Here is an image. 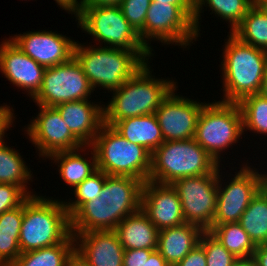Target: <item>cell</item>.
<instances>
[{
    "label": "cell",
    "mask_w": 267,
    "mask_h": 266,
    "mask_svg": "<svg viewBox=\"0 0 267 266\" xmlns=\"http://www.w3.org/2000/svg\"><path fill=\"white\" fill-rule=\"evenodd\" d=\"M170 79L156 78L147 62L120 88L112 91V98L107 105H103L104 123L112 126L125 118L154 114L161 102L177 87V81Z\"/></svg>",
    "instance_id": "3"
},
{
    "label": "cell",
    "mask_w": 267,
    "mask_h": 266,
    "mask_svg": "<svg viewBox=\"0 0 267 266\" xmlns=\"http://www.w3.org/2000/svg\"><path fill=\"white\" fill-rule=\"evenodd\" d=\"M5 143V140L0 143V183L21 186L30 196L35 195L27 186L30 180L32 182L33 172L21 153Z\"/></svg>",
    "instance_id": "28"
},
{
    "label": "cell",
    "mask_w": 267,
    "mask_h": 266,
    "mask_svg": "<svg viewBox=\"0 0 267 266\" xmlns=\"http://www.w3.org/2000/svg\"><path fill=\"white\" fill-rule=\"evenodd\" d=\"M80 151L85 153L84 156ZM85 151H88V154ZM89 152H91L90 158L85 156L89 155ZM47 159L57 164L61 180L70 186V189L75 188L97 170L96 154L91 146H83L73 151H59L51 154Z\"/></svg>",
    "instance_id": "23"
},
{
    "label": "cell",
    "mask_w": 267,
    "mask_h": 266,
    "mask_svg": "<svg viewBox=\"0 0 267 266\" xmlns=\"http://www.w3.org/2000/svg\"><path fill=\"white\" fill-rule=\"evenodd\" d=\"M106 176V173L97 169L73 189L75 200H64L69 216H71L82 204L87 201H92L100 196Z\"/></svg>",
    "instance_id": "33"
},
{
    "label": "cell",
    "mask_w": 267,
    "mask_h": 266,
    "mask_svg": "<svg viewBox=\"0 0 267 266\" xmlns=\"http://www.w3.org/2000/svg\"><path fill=\"white\" fill-rule=\"evenodd\" d=\"M145 266H170L161 254L154 250L148 260H145Z\"/></svg>",
    "instance_id": "43"
},
{
    "label": "cell",
    "mask_w": 267,
    "mask_h": 266,
    "mask_svg": "<svg viewBox=\"0 0 267 266\" xmlns=\"http://www.w3.org/2000/svg\"><path fill=\"white\" fill-rule=\"evenodd\" d=\"M114 231L119 236L124 250H157L159 230L141 209L125 217Z\"/></svg>",
    "instance_id": "22"
},
{
    "label": "cell",
    "mask_w": 267,
    "mask_h": 266,
    "mask_svg": "<svg viewBox=\"0 0 267 266\" xmlns=\"http://www.w3.org/2000/svg\"><path fill=\"white\" fill-rule=\"evenodd\" d=\"M232 266H257L253 257L238 258Z\"/></svg>",
    "instance_id": "46"
},
{
    "label": "cell",
    "mask_w": 267,
    "mask_h": 266,
    "mask_svg": "<svg viewBox=\"0 0 267 266\" xmlns=\"http://www.w3.org/2000/svg\"><path fill=\"white\" fill-rule=\"evenodd\" d=\"M229 35V36H228ZM223 45L221 68L222 102L238 103L248 95L258 94L267 63V51L240 41L232 33Z\"/></svg>",
    "instance_id": "4"
},
{
    "label": "cell",
    "mask_w": 267,
    "mask_h": 266,
    "mask_svg": "<svg viewBox=\"0 0 267 266\" xmlns=\"http://www.w3.org/2000/svg\"><path fill=\"white\" fill-rule=\"evenodd\" d=\"M154 250L149 249H129L125 250L123 257V266H145V260H148Z\"/></svg>",
    "instance_id": "37"
},
{
    "label": "cell",
    "mask_w": 267,
    "mask_h": 266,
    "mask_svg": "<svg viewBox=\"0 0 267 266\" xmlns=\"http://www.w3.org/2000/svg\"><path fill=\"white\" fill-rule=\"evenodd\" d=\"M218 165L211 173L180 178L171 186L177 191L186 223L208 231L213 226L218 199Z\"/></svg>",
    "instance_id": "12"
},
{
    "label": "cell",
    "mask_w": 267,
    "mask_h": 266,
    "mask_svg": "<svg viewBox=\"0 0 267 266\" xmlns=\"http://www.w3.org/2000/svg\"><path fill=\"white\" fill-rule=\"evenodd\" d=\"M74 251L75 238L70 234L57 245L21 253L10 266H65Z\"/></svg>",
    "instance_id": "29"
},
{
    "label": "cell",
    "mask_w": 267,
    "mask_h": 266,
    "mask_svg": "<svg viewBox=\"0 0 267 266\" xmlns=\"http://www.w3.org/2000/svg\"><path fill=\"white\" fill-rule=\"evenodd\" d=\"M76 42L74 57L80 63L92 88L111 91L120 88L130 79L154 53L150 51H130L122 48L84 45ZM96 47V48H95Z\"/></svg>",
    "instance_id": "2"
},
{
    "label": "cell",
    "mask_w": 267,
    "mask_h": 266,
    "mask_svg": "<svg viewBox=\"0 0 267 266\" xmlns=\"http://www.w3.org/2000/svg\"><path fill=\"white\" fill-rule=\"evenodd\" d=\"M112 127L126 140L144 146L151 153L164 142L155 113L125 118L115 122Z\"/></svg>",
    "instance_id": "24"
},
{
    "label": "cell",
    "mask_w": 267,
    "mask_h": 266,
    "mask_svg": "<svg viewBox=\"0 0 267 266\" xmlns=\"http://www.w3.org/2000/svg\"><path fill=\"white\" fill-rule=\"evenodd\" d=\"M140 209L159 231L185 223L179 195L171 185L144 182Z\"/></svg>",
    "instance_id": "18"
},
{
    "label": "cell",
    "mask_w": 267,
    "mask_h": 266,
    "mask_svg": "<svg viewBox=\"0 0 267 266\" xmlns=\"http://www.w3.org/2000/svg\"><path fill=\"white\" fill-rule=\"evenodd\" d=\"M176 266H207L204 248L198 244Z\"/></svg>",
    "instance_id": "38"
},
{
    "label": "cell",
    "mask_w": 267,
    "mask_h": 266,
    "mask_svg": "<svg viewBox=\"0 0 267 266\" xmlns=\"http://www.w3.org/2000/svg\"><path fill=\"white\" fill-rule=\"evenodd\" d=\"M242 135V114L238 103L215 101L203 106L194 139L218 165H222V152L238 143Z\"/></svg>",
    "instance_id": "8"
},
{
    "label": "cell",
    "mask_w": 267,
    "mask_h": 266,
    "mask_svg": "<svg viewBox=\"0 0 267 266\" xmlns=\"http://www.w3.org/2000/svg\"><path fill=\"white\" fill-rule=\"evenodd\" d=\"M75 18L78 28L92 35L94 43L99 42V46L150 51L124 17L119 6L81 7Z\"/></svg>",
    "instance_id": "10"
},
{
    "label": "cell",
    "mask_w": 267,
    "mask_h": 266,
    "mask_svg": "<svg viewBox=\"0 0 267 266\" xmlns=\"http://www.w3.org/2000/svg\"><path fill=\"white\" fill-rule=\"evenodd\" d=\"M232 34L246 44L267 51V9L253 5Z\"/></svg>",
    "instance_id": "31"
},
{
    "label": "cell",
    "mask_w": 267,
    "mask_h": 266,
    "mask_svg": "<svg viewBox=\"0 0 267 266\" xmlns=\"http://www.w3.org/2000/svg\"><path fill=\"white\" fill-rule=\"evenodd\" d=\"M70 234V216L62 199L35 193L24 202L19 237L21 253L57 245Z\"/></svg>",
    "instance_id": "5"
},
{
    "label": "cell",
    "mask_w": 267,
    "mask_h": 266,
    "mask_svg": "<svg viewBox=\"0 0 267 266\" xmlns=\"http://www.w3.org/2000/svg\"><path fill=\"white\" fill-rule=\"evenodd\" d=\"M152 0H121L119 7L124 17L139 34L144 44V23Z\"/></svg>",
    "instance_id": "35"
},
{
    "label": "cell",
    "mask_w": 267,
    "mask_h": 266,
    "mask_svg": "<svg viewBox=\"0 0 267 266\" xmlns=\"http://www.w3.org/2000/svg\"><path fill=\"white\" fill-rule=\"evenodd\" d=\"M39 113L24 126L32 145L37 147L39 158L45 160L59 151H73L84 145L71 133L55 107L37 105ZM34 118V119H33Z\"/></svg>",
    "instance_id": "14"
},
{
    "label": "cell",
    "mask_w": 267,
    "mask_h": 266,
    "mask_svg": "<svg viewBox=\"0 0 267 266\" xmlns=\"http://www.w3.org/2000/svg\"><path fill=\"white\" fill-rule=\"evenodd\" d=\"M96 154L97 169L107 175L130 176L149 180L152 153L131 143L105 123L90 145Z\"/></svg>",
    "instance_id": "7"
},
{
    "label": "cell",
    "mask_w": 267,
    "mask_h": 266,
    "mask_svg": "<svg viewBox=\"0 0 267 266\" xmlns=\"http://www.w3.org/2000/svg\"><path fill=\"white\" fill-rule=\"evenodd\" d=\"M204 230L192 223L165 228L158 233L157 251L170 266H176L199 244Z\"/></svg>",
    "instance_id": "21"
},
{
    "label": "cell",
    "mask_w": 267,
    "mask_h": 266,
    "mask_svg": "<svg viewBox=\"0 0 267 266\" xmlns=\"http://www.w3.org/2000/svg\"><path fill=\"white\" fill-rule=\"evenodd\" d=\"M9 39L26 55L45 68L69 61L77 41L52 31H26Z\"/></svg>",
    "instance_id": "16"
},
{
    "label": "cell",
    "mask_w": 267,
    "mask_h": 266,
    "mask_svg": "<svg viewBox=\"0 0 267 266\" xmlns=\"http://www.w3.org/2000/svg\"><path fill=\"white\" fill-rule=\"evenodd\" d=\"M199 244L204 248L207 266H232L238 259L209 232L201 234Z\"/></svg>",
    "instance_id": "34"
},
{
    "label": "cell",
    "mask_w": 267,
    "mask_h": 266,
    "mask_svg": "<svg viewBox=\"0 0 267 266\" xmlns=\"http://www.w3.org/2000/svg\"><path fill=\"white\" fill-rule=\"evenodd\" d=\"M239 223L256 246L267 244V183L251 199Z\"/></svg>",
    "instance_id": "27"
},
{
    "label": "cell",
    "mask_w": 267,
    "mask_h": 266,
    "mask_svg": "<svg viewBox=\"0 0 267 266\" xmlns=\"http://www.w3.org/2000/svg\"><path fill=\"white\" fill-rule=\"evenodd\" d=\"M242 114L243 132L267 135V99L252 94L238 102Z\"/></svg>",
    "instance_id": "32"
},
{
    "label": "cell",
    "mask_w": 267,
    "mask_h": 266,
    "mask_svg": "<svg viewBox=\"0 0 267 266\" xmlns=\"http://www.w3.org/2000/svg\"><path fill=\"white\" fill-rule=\"evenodd\" d=\"M121 0H81V7L119 6Z\"/></svg>",
    "instance_id": "42"
},
{
    "label": "cell",
    "mask_w": 267,
    "mask_h": 266,
    "mask_svg": "<svg viewBox=\"0 0 267 266\" xmlns=\"http://www.w3.org/2000/svg\"><path fill=\"white\" fill-rule=\"evenodd\" d=\"M258 94L267 99V63L265 67V73L262 79V85Z\"/></svg>",
    "instance_id": "47"
},
{
    "label": "cell",
    "mask_w": 267,
    "mask_h": 266,
    "mask_svg": "<svg viewBox=\"0 0 267 266\" xmlns=\"http://www.w3.org/2000/svg\"><path fill=\"white\" fill-rule=\"evenodd\" d=\"M143 182L130 176L107 175L100 196L82 204L71 216V234L115 230L140 210Z\"/></svg>",
    "instance_id": "1"
},
{
    "label": "cell",
    "mask_w": 267,
    "mask_h": 266,
    "mask_svg": "<svg viewBox=\"0 0 267 266\" xmlns=\"http://www.w3.org/2000/svg\"><path fill=\"white\" fill-rule=\"evenodd\" d=\"M65 266H90L75 250L67 259Z\"/></svg>",
    "instance_id": "44"
},
{
    "label": "cell",
    "mask_w": 267,
    "mask_h": 266,
    "mask_svg": "<svg viewBox=\"0 0 267 266\" xmlns=\"http://www.w3.org/2000/svg\"><path fill=\"white\" fill-rule=\"evenodd\" d=\"M195 5L151 2L144 23V45L152 52L151 41L187 48L197 37L193 18ZM150 41V44H149Z\"/></svg>",
    "instance_id": "9"
},
{
    "label": "cell",
    "mask_w": 267,
    "mask_h": 266,
    "mask_svg": "<svg viewBox=\"0 0 267 266\" xmlns=\"http://www.w3.org/2000/svg\"><path fill=\"white\" fill-rule=\"evenodd\" d=\"M29 197L21 186L0 183V214L17 208Z\"/></svg>",
    "instance_id": "36"
},
{
    "label": "cell",
    "mask_w": 267,
    "mask_h": 266,
    "mask_svg": "<svg viewBox=\"0 0 267 266\" xmlns=\"http://www.w3.org/2000/svg\"><path fill=\"white\" fill-rule=\"evenodd\" d=\"M94 92L77 59L48 67L44 71L41 89L32 99L36 105L55 107L63 102L90 99Z\"/></svg>",
    "instance_id": "13"
},
{
    "label": "cell",
    "mask_w": 267,
    "mask_h": 266,
    "mask_svg": "<svg viewBox=\"0 0 267 266\" xmlns=\"http://www.w3.org/2000/svg\"><path fill=\"white\" fill-rule=\"evenodd\" d=\"M242 166L228 180L230 182H224L221 169L218 168V199L213 225L239 222L251 199L267 183V172L259 173L248 162ZM222 182L228 184L224 186Z\"/></svg>",
    "instance_id": "11"
},
{
    "label": "cell",
    "mask_w": 267,
    "mask_h": 266,
    "mask_svg": "<svg viewBox=\"0 0 267 266\" xmlns=\"http://www.w3.org/2000/svg\"><path fill=\"white\" fill-rule=\"evenodd\" d=\"M217 166L195 139L164 141L152 152L149 181L171 185L180 178L209 174Z\"/></svg>",
    "instance_id": "6"
},
{
    "label": "cell",
    "mask_w": 267,
    "mask_h": 266,
    "mask_svg": "<svg viewBox=\"0 0 267 266\" xmlns=\"http://www.w3.org/2000/svg\"><path fill=\"white\" fill-rule=\"evenodd\" d=\"M45 67L20 50L9 38L0 43V72L33 99L41 89Z\"/></svg>",
    "instance_id": "17"
},
{
    "label": "cell",
    "mask_w": 267,
    "mask_h": 266,
    "mask_svg": "<svg viewBox=\"0 0 267 266\" xmlns=\"http://www.w3.org/2000/svg\"><path fill=\"white\" fill-rule=\"evenodd\" d=\"M208 231L235 257H253L256 245L239 222L213 225Z\"/></svg>",
    "instance_id": "30"
},
{
    "label": "cell",
    "mask_w": 267,
    "mask_h": 266,
    "mask_svg": "<svg viewBox=\"0 0 267 266\" xmlns=\"http://www.w3.org/2000/svg\"><path fill=\"white\" fill-rule=\"evenodd\" d=\"M24 203L0 214V266H10L21 254L19 237Z\"/></svg>",
    "instance_id": "25"
},
{
    "label": "cell",
    "mask_w": 267,
    "mask_h": 266,
    "mask_svg": "<svg viewBox=\"0 0 267 266\" xmlns=\"http://www.w3.org/2000/svg\"><path fill=\"white\" fill-rule=\"evenodd\" d=\"M253 5L267 9V0H253Z\"/></svg>",
    "instance_id": "48"
},
{
    "label": "cell",
    "mask_w": 267,
    "mask_h": 266,
    "mask_svg": "<svg viewBox=\"0 0 267 266\" xmlns=\"http://www.w3.org/2000/svg\"><path fill=\"white\" fill-rule=\"evenodd\" d=\"M253 258L257 266H267V244L257 245Z\"/></svg>",
    "instance_id": "41"
},
{
    "label": "cell",
    "mask_w": 267,
    "mask_h": 266,
    "mask_svg": "<svg viewBox=\"0 0 267 266\" xmlns=\"http://www.w3.org/2000/svg\"><path fill=\"white\" fill-rule=\"evenodd\" d=\"M75 250L90 266H123L125 250L114 230L73 235Z\"/></svg>",
    "instance_id": "19"
},
{
    "label": "cell",
    "mask_w": 267,
    "mask_h": 266,
    "mask_svg": "<svg viewBox=\"0 0 267 266\" xmlns=\"http://www.w3.org/2000/svg\"><path fill=\"white\" fill-rule=\"evenodd\" d=\"M90 99L63 102L55 106L71 133L84 145L90 146L104 124L103 104Z\"/></svg>",
    "instance_id": "20"
},
{
    "label": "cell",
    "mask_w": 267,
    "mask_h": 266,
    "mask_svg": "<svg viewBox=\"0 0 267 266\" xmlns=\"http://www.w3.org/2000/svg\"><path fill=\"white\" fill-rule=\"evenodd\" d=\"M60 8L68 14H74L75 16L80 11L81 0H54Z\"/></svg>",
    "instance_id": "40"
},
{
    "label": "cell",
    "mask_w": 267,
    "mask_h": 266,
    "mask_svg": "<svg viewBox=\"0 0 267 266\" xmlns=\"http://www.w3.org/2000/svg\"><path fill=\"white\" fill-rule=\"evenodd\" d=\"M177 88L169 93L155 112L164 141L194 139L197 120L206 104L178 95Z\"/></svg>",
    "instance_id": "15"
},
{
    "label": "cell",
    "mask_w": 267,
    "mask_h": 266,
    "mask_svg": "<svg viewBox=\"0 0 267 266\" xmlns=\"http://www.w3.org/2000/svg\"><path fill=\"white\" fill-rule=\"evenodd\" d=\"M13 112L14 109L8 106L7 103L0 106V143L4 141L5 133L12 127L15 121L16 116H14Z\"/></svg>",
    "instance_id": "39"
},
{
    "label": "cell",
    "mask_w": 267,
    "mask_h": 266,
    "mask_svg": "<svg viewBox=\"0 0 267 266\" xmlns=\"http://www.w3.org/2000/svg\"><path fill=\"white\" fill-rule=\"evenodd\" d=\"M156 3H169L173 5H195V0H152Z\"/></svg>",
    "instance_id": "45"
},
{
    "label": "cell",
    "mask_w": 267,
    "mask_h": 266,
    "mask_svg": "<svg viewBox=\"0 0 267 266\" xmlns=\"http://www.w3.org/2000/svg\"><path fill=\"white\" fill-rule=\"evenodd\" d=\"M212 10L215 16L227 21L230 25L229 33L241 23L243 17L253 6V0H195V14L193 18L194 26L198 36H200V20L204 7Z\"/></svg>",
    "instance_id": "26"
}]
</instances>
